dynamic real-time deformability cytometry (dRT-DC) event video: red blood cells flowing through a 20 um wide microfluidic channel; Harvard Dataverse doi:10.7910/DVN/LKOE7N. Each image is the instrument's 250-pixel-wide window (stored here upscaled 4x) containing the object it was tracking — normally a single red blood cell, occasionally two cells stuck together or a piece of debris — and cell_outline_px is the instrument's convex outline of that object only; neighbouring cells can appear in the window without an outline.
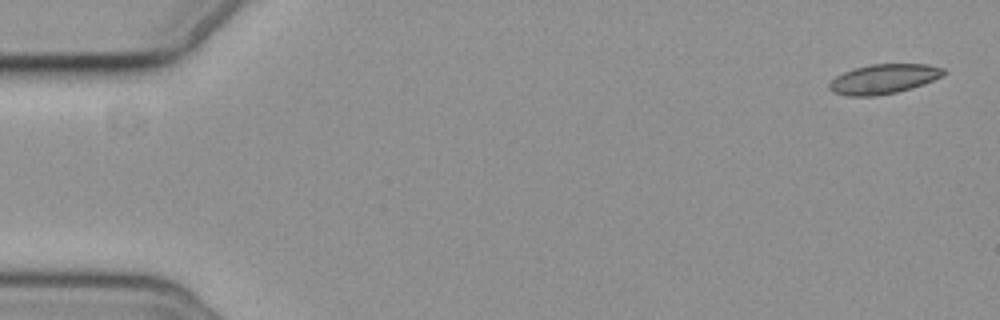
{"species": "common noctule bat (a hibernating species)", "species_latin": "Nyctalus noctula", "temperature_condition": "cold", "stored_images_in_passage": 4, "camera_frame_rate_fps": 3000, "um_per_image_px": 0.085, "animal": {"sex": "female", "body_mass_g": 19.3, "forearm_length_mm": 54.1}, "frame": {"image": 1, "passage_image": 1, "time_ms": 0.0, "image_size_px": [1000, 320], "cell_outline_px": [[948, 72], [944, 76], [924, 84], [912, 88], [896, 92], [876, 96], [844, 96], [832, 92], [828, 88], [828, 84], [836, 76], [852, 68], [872, 64], [928, 64], [944, 68]], "centroid_in_image_um": [75.12, 6.71], "position_along_channel_um": 9.9, "area_um2": 20.06}}